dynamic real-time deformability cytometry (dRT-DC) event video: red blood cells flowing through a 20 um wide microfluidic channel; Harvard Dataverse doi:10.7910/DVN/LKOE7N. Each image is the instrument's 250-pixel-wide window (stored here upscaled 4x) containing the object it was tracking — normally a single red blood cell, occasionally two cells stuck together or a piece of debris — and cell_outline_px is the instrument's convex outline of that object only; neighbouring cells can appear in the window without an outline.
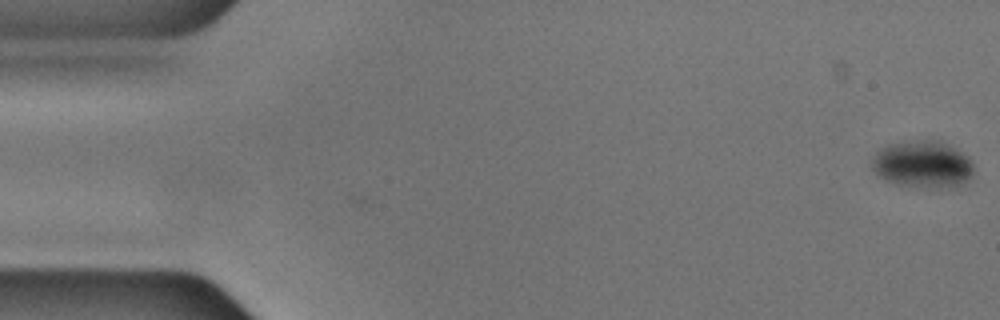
{"species": "common noctule bat (a hibernating species)", "species_latin": "Nyctalus noctula", "temperature_condition": "cold", "stored_images_in_passage": 2, "camera_frame_rate_fps": 3000, "um_per_image_px": 0.085, "animal": {"sex": "male", "body_mass_g": 17.9, "forearm_length_mm": 54.2}, "frame": {"image": 1, "passage_image": 2, "time_ms": 0.333, "image_size_px": [1000, 320], "cell_outline_px": [[972, 176], [964, 184], [956, 188], [924, 188], [896, 184], [880, 176], [872, 168], [872, 156], [880, 148], [888, 144], [924, 140], [940, 140], [948, 144], [968, 156], [972, 160]], "centroid_in_image_um": [78.46, 13.98], "position_along_channel_um": 6.5, "area_um2": 28.21}}